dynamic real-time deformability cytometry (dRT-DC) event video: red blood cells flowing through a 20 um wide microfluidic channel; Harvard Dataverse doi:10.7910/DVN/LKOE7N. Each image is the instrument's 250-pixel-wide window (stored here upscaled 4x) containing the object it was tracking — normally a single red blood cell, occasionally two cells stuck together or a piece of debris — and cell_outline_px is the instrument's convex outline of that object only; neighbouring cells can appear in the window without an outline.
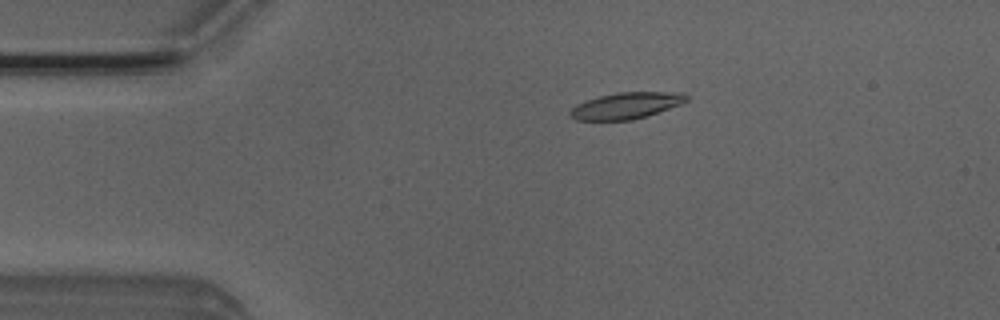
{"species": "Egyptian fruit bat (a non-hibernating species)", "species_latin": "Rousettus aegyptiacus", "temperature_condition": "room temperature", "stored_images_in_passage": 43, "camera_frame_rate_fps": 3000, "um_per_image_px": 0.085, "animal": {"sex": "male"}, "frame": {"image": 1, "passage_image": 2, "time_ms": 0.333, "image_size_px": [1000, 320], "cell_outline_px": [[688, 100], [684, 104], [648, 116], [632, 120], [576, 120], [568, 116], [568, 112], [576, 104], [600, 96], [616, 92], [684, 92], [688, 96]], "centroid_in_image_um": [53.27, 8.98], "position_along_channel_um": 31.7, "area_um2": 18.21}}
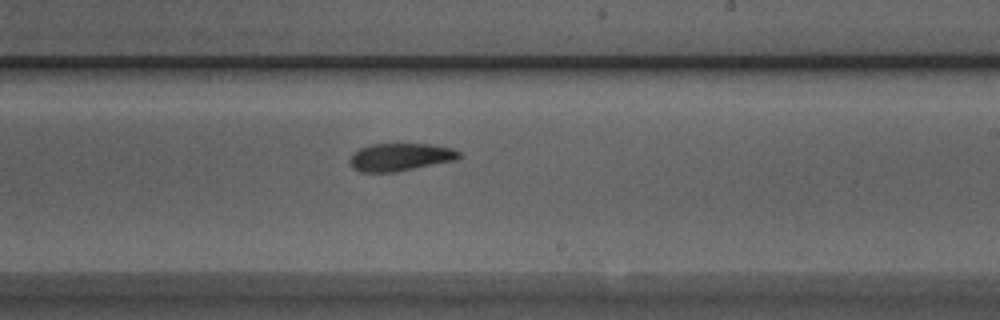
{"frame": {"image": 2, "passage_image": 22, "time_ms": 7.0, "image_size_px": [1000, 320], "cell_outline_px": [[460, 156], [456, 160], [396, 172], [360, 172], [352, 168], [348, 160], [360, 148], [368, 144], [428, 144], [452, 148], [460, 152]], "centroid_in_image_um": [34.0, 13.35], "position_along_channel_um": 255.0, "area_um2": 17.63}}
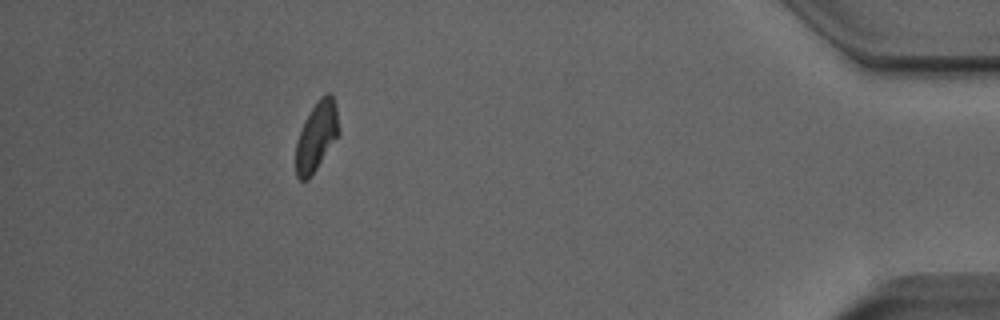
{"frame": {"image": 3, "passage_image": 38, "time_ms": 12.333, "image_size_px": [1000, 320], "cell_outline_px": [[340, 132], [308, 180], [300, 180], [296, 176], [296, 140], [304, 120], [316, 100], [320, 96], [328, 92], [332, 92], [336, 108]], "centroid_in_image_um": [26.89, 11.53], "position_along_channel_um": 408.3, "area_um2": 17.28}, "authors_computed_cell_mechanics": {"area_um2": 18.1492, "velocity_mm_per_s": 4.007, "shape_relaxation_time_tau1_ms": 6.0151, "shape_relaxation_time_tau2_ms": 1.7573, "deformation_change_tau1": 0.1785, "deformation_change_tau2": 0.0799}}